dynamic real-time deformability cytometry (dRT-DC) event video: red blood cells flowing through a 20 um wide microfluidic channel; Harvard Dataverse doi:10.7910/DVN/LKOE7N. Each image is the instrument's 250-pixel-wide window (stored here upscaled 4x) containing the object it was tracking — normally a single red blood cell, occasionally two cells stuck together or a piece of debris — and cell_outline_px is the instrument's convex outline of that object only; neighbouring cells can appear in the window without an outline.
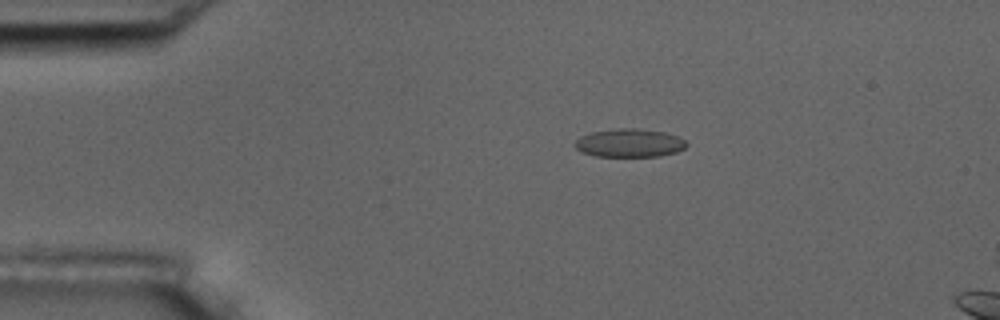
{"species": "common noctule bat (a hibernating species)", "species_latin": "Nyctalus noctula", "temperature_condition": "room temperature", "stored_images_in_passage": 6, "camera_frame_rate_fps": 3000, "um_per_image_px": 0.085, "animal": {"sex": "male", "body_mass_g": 17.5, "forearm_length_mm": 52.3}, "frame": {"image": 1, "passage_image": 4, "time_ms": 3.333, "image_size_px": [1000, 320], "cell_outline_px": [[688, 144], [684, 148], [676, 152], [660, 156], [596, 156], [580, 152], [572, 144], [580, 136], [592, 132], [620, 128], [640, 128], [664, 132], [676, 136], [684, 140]], "centroid_in_image_um": [53.47, 12.15], "position_along_channel_um": 31.5, "area_um2": 18.44}}